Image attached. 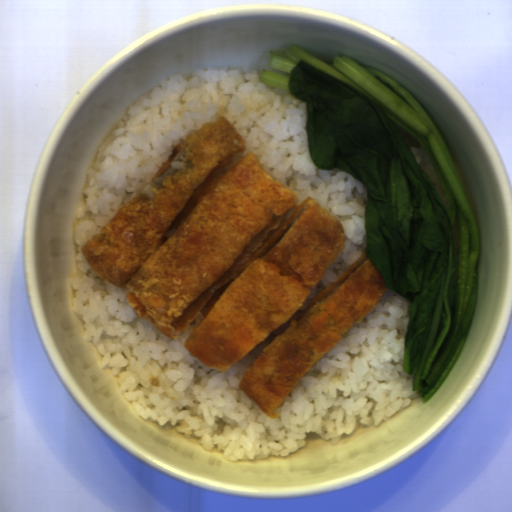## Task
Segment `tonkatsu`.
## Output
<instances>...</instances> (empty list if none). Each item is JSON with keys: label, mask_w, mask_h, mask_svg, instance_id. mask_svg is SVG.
Masks as SVG:
<instances>
[{"label": "tonkatsu", "mask_w": 512, "mask_h": 512, "mask_svg": "<svg viewBox=\"0 0 512 512\" xmlns=\"http://www.w3.org/2000/svg\"><path fill=\"white\" fill-rule=\"evenodd\" d=\"M246 149L227 117L201 123L80 250L103 282L126 288L137 317L170 339L207 304L182 346L216 371L227 372L288 322L238 385L276 419L313 365L389 289L363 250L294 318L349 236L311 196L298 204L253 151L222 173Z\"/></svg>", "instance_id": "1"}]
</instances>
